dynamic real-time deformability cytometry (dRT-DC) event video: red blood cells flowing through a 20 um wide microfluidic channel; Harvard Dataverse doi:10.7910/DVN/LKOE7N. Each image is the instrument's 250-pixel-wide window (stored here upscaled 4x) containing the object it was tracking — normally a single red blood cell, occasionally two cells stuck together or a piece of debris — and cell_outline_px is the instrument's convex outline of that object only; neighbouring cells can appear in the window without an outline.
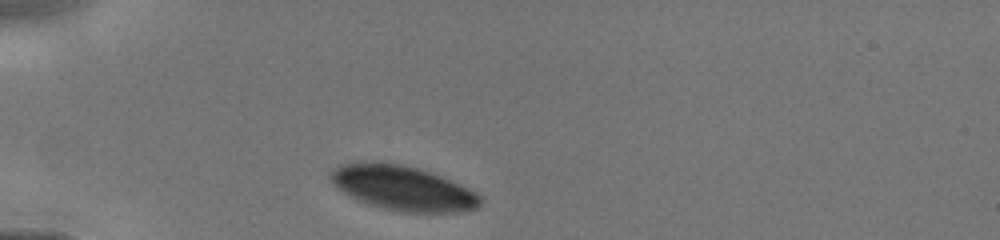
{"species": "human", "species_latin": "Homo sapiens", "temperature_condition": "cold", "stored_images_in_passage": 25, "camera_frame_rate_fps": 3000, "um_per_image_px": 0.085, "donor": {"sex": "male"}, "frame": {"image": 1, "passage_image": 1, "time_ms": 0.0, "image_size_px": [1000, 240], "cell_outline_px": [[480, 204], [476, 208], [460, 212], [404, 212], [384, 208], [368, 204], [356, 200], [336, 188], [328, 176], [328, 172], [340, 164], [360, 160], [376, 160], [400, 164], [420, 168], [432, 172], [452, 180], [476, 192], [480, 196]], "centroid_in_image_um": [34.17, 15.95], "position_along_channel_um": 50.8, "area_um2": 39.65}}
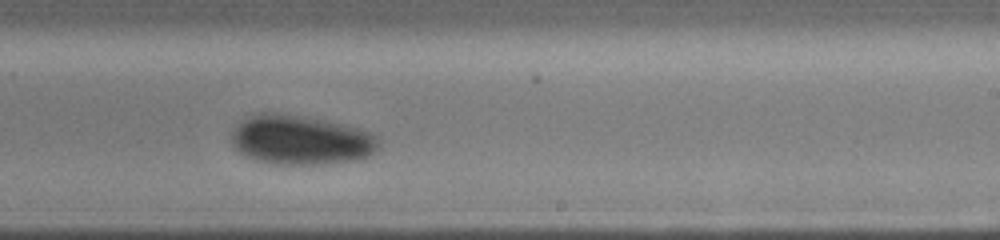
{"frame": {"image": 2, "passage_image": 15, "time_ms": 5.333, "image_size_px": [1000, 240], "cell_outline_px": [[380, 144], [368, 156], [360, 160], [324, 164], [276, 164], [256, 160], [244, 156], [232, 144], [232, 132], [244, 116], [260, 112], [276, 112], [308, 116], [328, 120], [360, 128], [380, 136]], "centroid_in_image_um": [25.58, 11.87], "position_along_channel_um": 263.4, "area_um2": 43.23}}
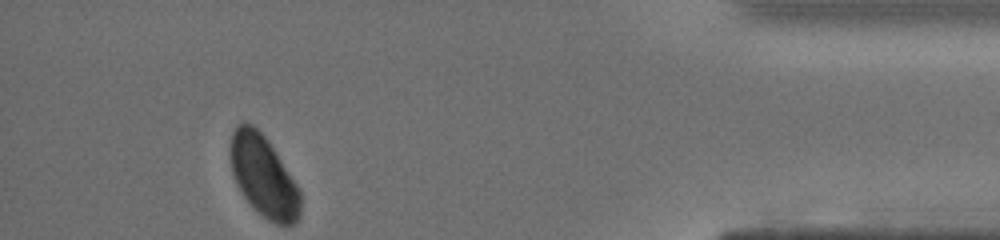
{"frame": {"image": 3, "passage_image": 25, "time_ms": 9.667, "image_size_px": [1000, 240], "cell_outline_px": [[300, 216], [296, 224], [276, 224], [268, 220], [252, 208], [236, 184], [232, 172], [232, 132], [236, 124], [244, 120], [252, 124], [268, 140], [296, 184], [300, 192]], "centroid_in_image_um": [22.4, 14.99], "position_along_channel_um": 412.8, "area_um2": 32.83}}